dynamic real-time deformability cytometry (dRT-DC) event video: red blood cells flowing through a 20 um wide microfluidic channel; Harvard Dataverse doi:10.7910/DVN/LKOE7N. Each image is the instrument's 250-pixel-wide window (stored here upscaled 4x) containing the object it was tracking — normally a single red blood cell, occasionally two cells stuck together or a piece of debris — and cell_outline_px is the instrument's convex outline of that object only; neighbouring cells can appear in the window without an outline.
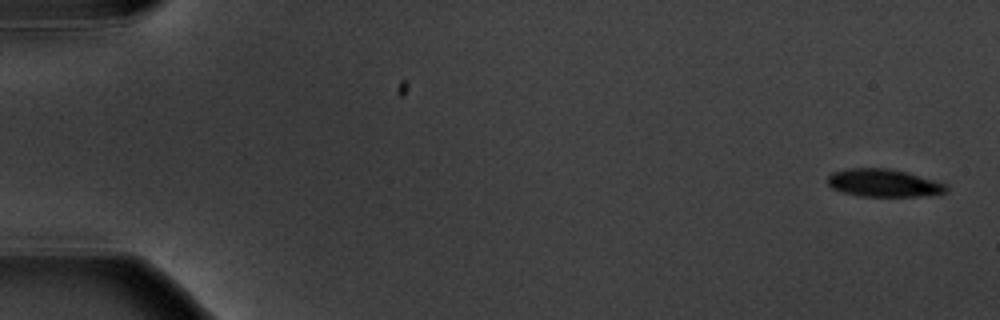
{"species": "common noctule bat (a hibernating species)", "species_latin": "Nyctalus noctula", "temperature_condition": "warm", "stored_images_in_passage": 6, "camera_frame_rate_fps": 3000, "um_per_image_px": 0.085, "animal": {"sex": "male", "body_mass_g": 20.1, "forearm_length_mm": 53.5}, "frame": {"image": 1, "passage_image": 1, "time_ms": 0.0, "image_size_px": [1000, 320], "cell_outline_px": [[948, 192], [928, 196], [860, 196], [844, 192], [832, 188], [828, 184], [828, 176], [832, 172], [852, 168], [888, 168], [908, 172], [948, 184]], "centroid_in_image_um": [75.17, 15.55], "position_along_channel_um": 9.8, "area_um2": 19.31}}
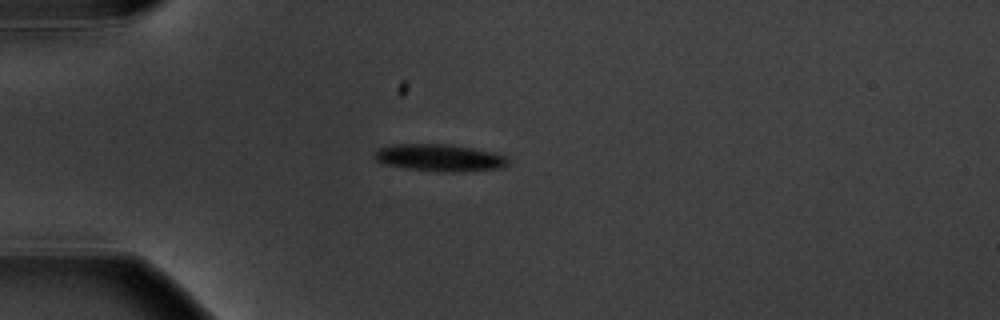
{"frame": {"image": 2, "passage_image": 5, "time_ms": 4.667, "image_size_px": [1000, 320], "cell_outline_px": [[508, 164], [500, 168], [452, 172], [408, 168], [384, 164], [376, 160], [376, 152], [380, 148], [392, 144], [452, 144], [492, 152], [504, 156], [508, 160]], "centroid_in_image_um": [37.37, 13.39], "position_along_channel_um": 47.6, "area_um2": 20.63}}